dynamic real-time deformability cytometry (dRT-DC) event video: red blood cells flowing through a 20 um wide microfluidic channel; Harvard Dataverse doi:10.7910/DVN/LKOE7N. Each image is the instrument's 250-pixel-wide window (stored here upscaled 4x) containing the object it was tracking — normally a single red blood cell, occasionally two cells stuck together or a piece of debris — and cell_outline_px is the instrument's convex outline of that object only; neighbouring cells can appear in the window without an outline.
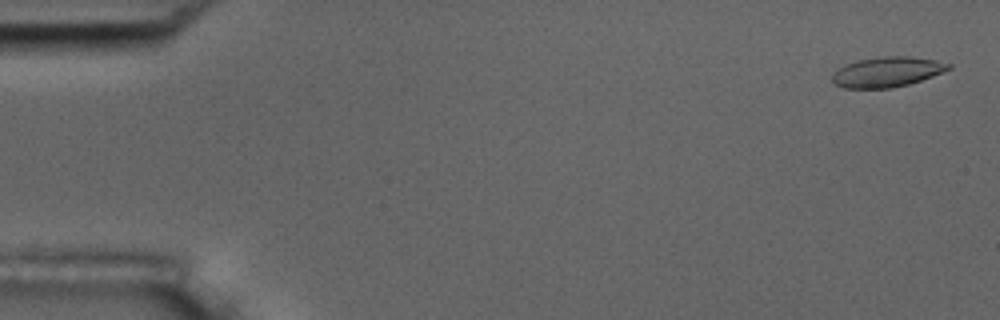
{"species": "common noctule bat (a hibernating species)", "species_latin": "Nyctalus noctula", "temperature_condition": "room temperature", "stored_images_in_passage": 56, "camera_frame_rate_fps": 3000, "um_per_image_px": 0.085, "animal": {"sex": "male", "body_mass_g": 17.5, "forearm_length_mm": 52.3}, "frame": {"image": 1, "passage_image": 2, "time_ms": 0.333, "image_size_px": [1000, 320], "cell_outline_px": [[952, 68], [932, 76], [908, 84], [892, 88], [844, 88], [832, 84], [832, 72], [848, 64], [860, 60], [884, 56], [908, 56], [936, 60], [952, 64]], "centroid_in_image_um": [75.4, 6.12], "position_along_channel_um": 9.6, "area_um2": 20.29}}
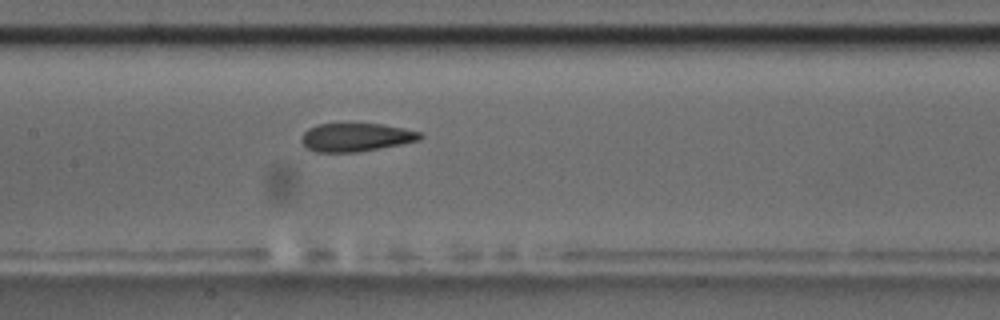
{"frame": {"image": 2, "passage_image": 27, "time_ms": 8.667, "image_size_px": [1000, 320], "cell_outline_px": [[424, 136], [420, 140], [380, 148], [356, 152], [316, 152], [308, 148], [300, 140], [304, 132], [308, 128], [316, 124], [384, 124], [404, 128], [420, 132]], "centroid_in_image_um": [30.26, 11.66], "position_along_channel_um": 177.1, "area_um2": 19.54}}
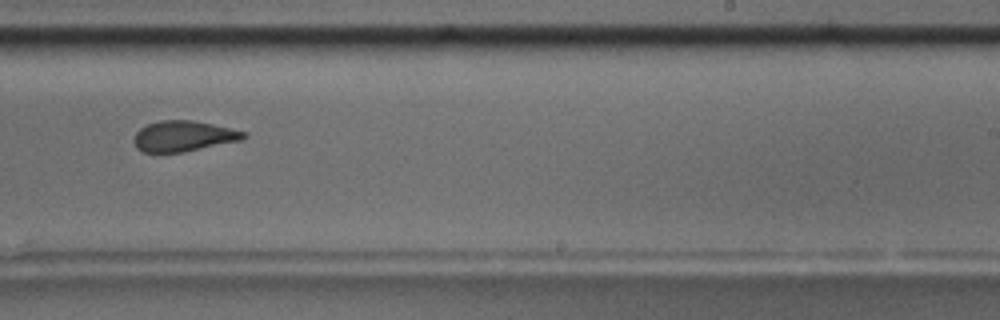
{"frame": {"image": 3, "passage_image": 35, "time_ms": 11.333, "image_size_px": [1000, 320], "cell_outline_px": [[248, 136], [244, 140], [184, 152], [144, 152], [136, 148], [132, 140], [136, 132], [140, 128], [148, 124], [160, 120], [192, 120], [212, 124], [248, 132]], "centroid_in_image_um": [15.63, 11.57], "position_along_channel_um": 273.4, "area_um2": 19.83}, "authors_computed_cell_mechanics": {"area_um2": 20.4612, "velocity_mm_per_s": 3.6242, "shape_relaxation_time_tau1_ms": 4.6115, "shape_relaxation_time_tau2_ms": 1.8334, "deformation_change_tau1": 0.1607, "deformation_change_tau2": 0.0947}}